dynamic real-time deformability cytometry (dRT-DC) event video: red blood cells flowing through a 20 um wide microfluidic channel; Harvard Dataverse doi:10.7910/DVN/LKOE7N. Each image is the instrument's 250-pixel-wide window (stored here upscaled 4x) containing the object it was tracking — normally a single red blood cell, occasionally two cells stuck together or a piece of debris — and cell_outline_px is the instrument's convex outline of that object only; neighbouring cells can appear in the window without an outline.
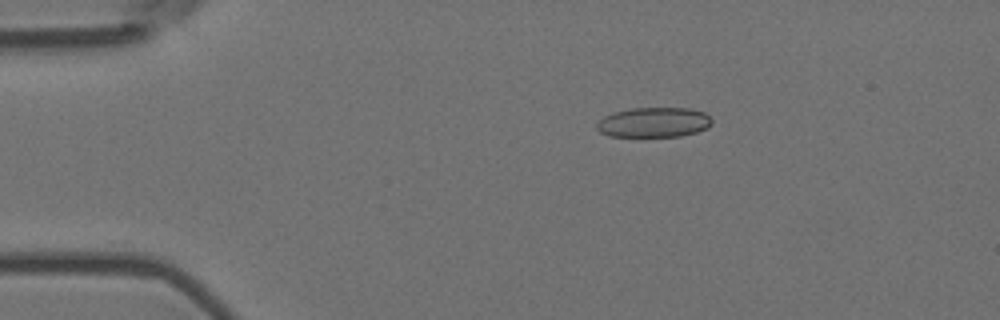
{"species": "Egyptian fruit bat (a non-hibernating species)", "species_latin": "Rousettus aegyptiacus", "temperature_condition": "room temperature", "stored_images_in_passage": 46, "camera_frame_rate_fps": 3000, "um_per_image_px": 0.085, "animal": {"sex": "female"}, "frame": {"image": 1, "passage_image": 1, "time_ms": 0.0, "image_size_px": [1000, 320], "cell_outline_px": [[712, 124], [708, 128], [696, 132], [680, 136], [608, 136], [600, 132], [596, 128], [596, 124], [604, 116], [612, 112], [632, 108], [688, 108], [704, 112], [712, 120]], "centroid_in_image_um": [55.57, 10.39], "position_along_channel_um": 29.4, "area_um2": 20.11}}
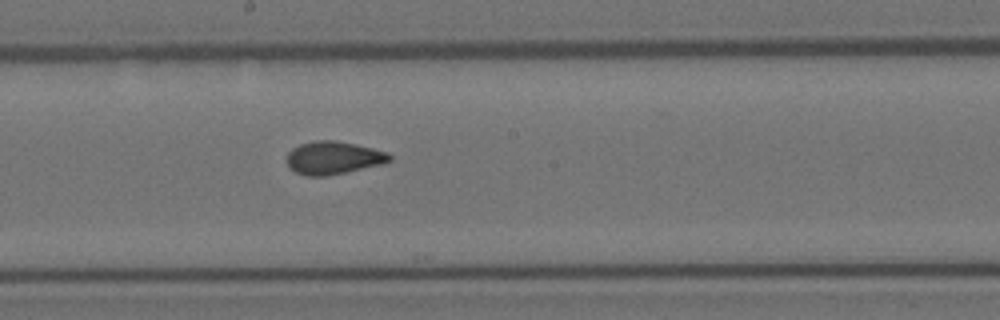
{"frame": {"image": 2, "passage_image": 21, "time_ms": 6.667, "image_size_px": [1000, 320], "cell_outline_px": [[392, 160], [384, 164], [324, 176], [308, 176], [296, 172], [288, 164], [288, 152], [292, 148], [300, 144], [316, 140], [336, 140], [356, 144], [388, 152], [392, 156]], "centroid_in_image_um": [28.37, 13.4], "position_along_channel_um": 219.8, "area_um2": 19.59}}
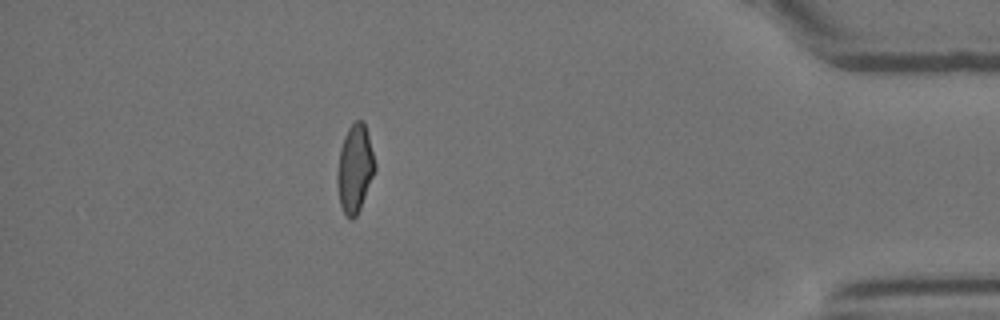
{"frame": {"image": 3, "passage_image": 40, "time_ms": 13.0, "image_size_px": [1000, 320], "cell_outline_px": [[376, 168], [360, 208], [356, 216], [352, 220], [348, 220], [340, 204], [336, 184], [336, 172], [340, 148], [344, 136], [348, 128], [356, 120], [364, 120], [376, 164]], "centroid_in_image_um": [30.14, 14.33], "position_along_channel_um": 405.1, "area_um2": 19.42}, "authors_computed_cell_mechanics": {"area_um2": 19.5364, "velocity_mm_per_s": 3.67, "shape_relaxation_time_tau1_ms": 6.0068, "shape_relaxation_time_tau2_ms": 0.95, "deformation_change_tau1": 0.1374, "deformation_change_tau2": 0.0536}}